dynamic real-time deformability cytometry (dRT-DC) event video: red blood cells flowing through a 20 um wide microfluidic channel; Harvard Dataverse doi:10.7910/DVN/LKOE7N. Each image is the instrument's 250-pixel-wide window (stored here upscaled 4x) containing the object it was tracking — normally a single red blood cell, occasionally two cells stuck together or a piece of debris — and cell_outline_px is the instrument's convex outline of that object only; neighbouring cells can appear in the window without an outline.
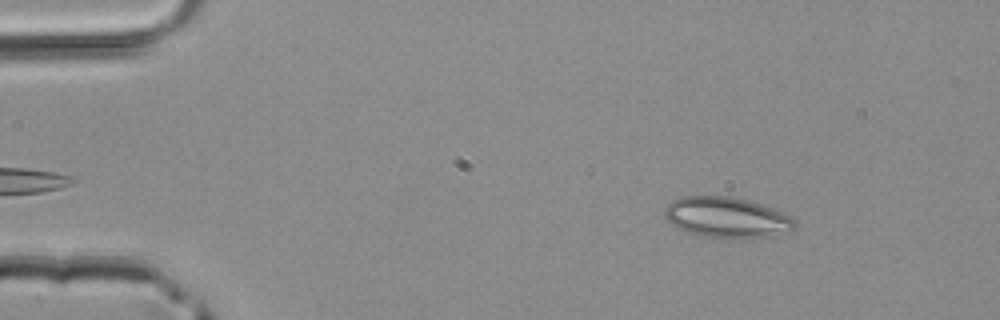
{"species": "common noctule bat (a hibernating species)", "species_latin": "Nyctalus noctula", "temperature_condition": "room temperature", "stored_images_in_passage": 5, "camera_frame_rate_fps": 3000, "um_per_image_px": 0.085, "animal": {"sex": "male", "body_mass_g": 20.4}, "frame": {"image": 1, "passage_image": 2, "time_ms": 0.333, "image_size_px": [1000, 320], "cell_outline_px": [[796, 224], [788, 232], [772, 236], [704, 236], [688, 232], [672, 224], [664, 216], [664, 208], [672, 200], [680, 196], [732, 196], [748, 200], [772, 208], [792, 216], [796, 220]], "centroid_in_image_um": [61.76, 18.44], "position_along_channel_um": 23.2, "area_um2": 30.23}}
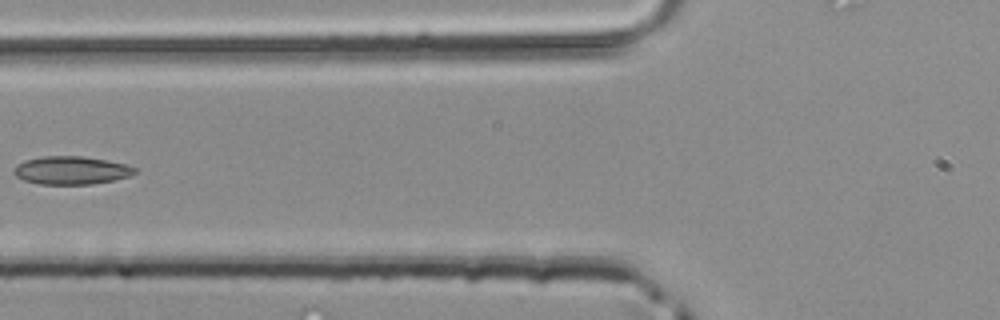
{"frame": {"image": 2, "passage_image": 5, "time_ms": 1.333, "image_size_px": [1000, 320], "cell_outline_px": [[140, 172], [128, 176], [112, 180], [92, 184], [40, 184], [24, 180], [16, 176], [12, 172], [12, 168], [16, 164], [24, 160], [44, 156], [84, 156], [108, 160], [140, 168]], "centroid_in_image_um": [6.06, 14.47], "position_along_channel_um": 119.7, "area_um2": 20.06}}